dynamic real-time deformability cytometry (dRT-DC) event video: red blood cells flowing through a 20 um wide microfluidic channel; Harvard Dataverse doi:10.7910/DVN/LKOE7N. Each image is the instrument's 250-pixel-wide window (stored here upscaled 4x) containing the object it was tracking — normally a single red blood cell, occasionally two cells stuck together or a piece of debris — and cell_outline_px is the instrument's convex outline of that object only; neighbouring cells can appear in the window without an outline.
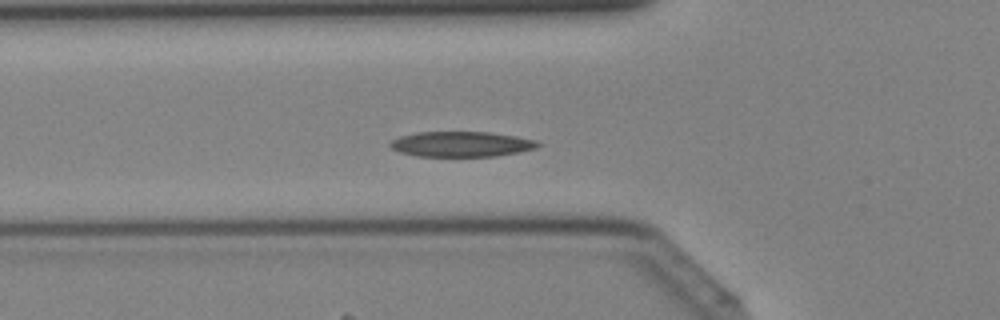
{"species": "Egyptian fruit bat (a non-hibernating species)", "species_latin": "Rousettus aegyptiacus", "temperature_condition": "cold", "stored_images_in_passage": 44, "camera_frame_rate_fps": 3000, "um_per_image_px": 0.085, "animal": {"sex": "female"}, "frame": {"image": 1, "passage_image": 16, "time_ms": 5.0, "image_size_px": [1000, 320], "cell_outline_px": [[540, 144], [536, 148], [496, 156], [416, 156], [400, 152], [392, 148], [388, 144], [392, 140], [400, 136], [416, 132], [492, 132], [516, 136], [536, 140]], "centroid_in_image_um": [39.19, 12.24], "position_along_channel_um": 86.6, "area_um2": 21.68}}
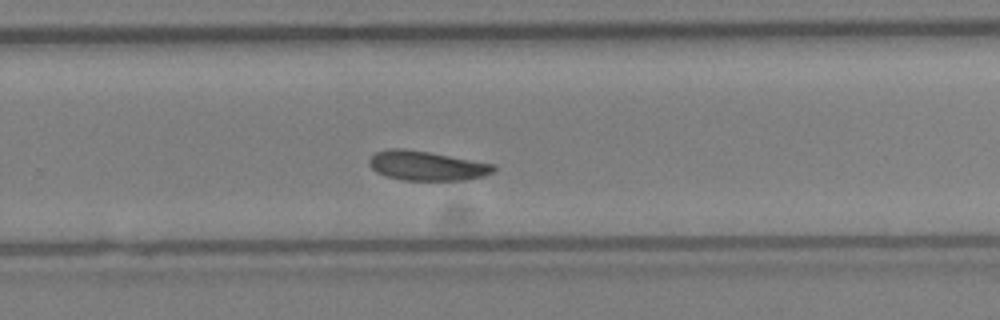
{"frame": {"image": 2, "passage_image": 29, "time_ms": 9.333, "image_size_px": [1000, 320], "cell_outline_px": [[496, 168], [492, 172], [484, 176], [464, 180], [404, 180], [384, 176], [376, 172], [368, 164], [368, 160], [376, 152], [388, 148], [404, 148], [428, 152], [496, 164]], "centroid_in_image_um": [36.25, 14.09], "position_along_channel_um": 293.5, "area_um2": 21.44}}
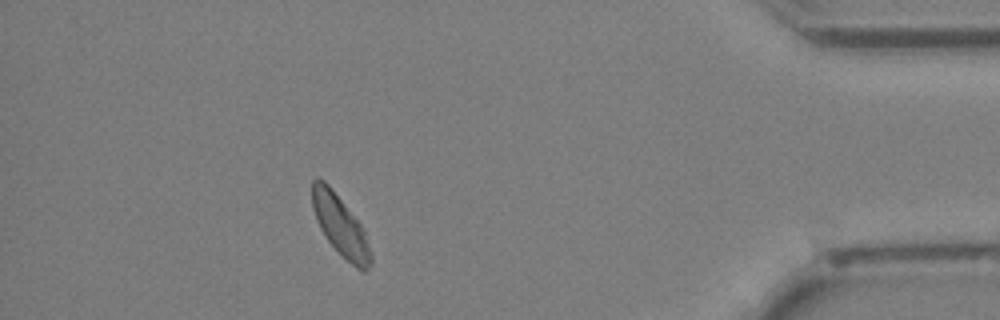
{"frame": {"image": 3, "passage_image": 39, "time_ms": 12.667, "image_size_px": [1000, 320], "cell_outline_px": [[372, 264], [364, 272], [356, 268], [328, 240], [320, 228], [316, 220], [312, 208], [312, 180], [316, 176], [324, 180], [328, 184], [364, 228], [372, 256]], "centroid_in_image_um": [28.93, 19.16], "position_along_channel_um": 406.3, "area_um2": 20.4}}